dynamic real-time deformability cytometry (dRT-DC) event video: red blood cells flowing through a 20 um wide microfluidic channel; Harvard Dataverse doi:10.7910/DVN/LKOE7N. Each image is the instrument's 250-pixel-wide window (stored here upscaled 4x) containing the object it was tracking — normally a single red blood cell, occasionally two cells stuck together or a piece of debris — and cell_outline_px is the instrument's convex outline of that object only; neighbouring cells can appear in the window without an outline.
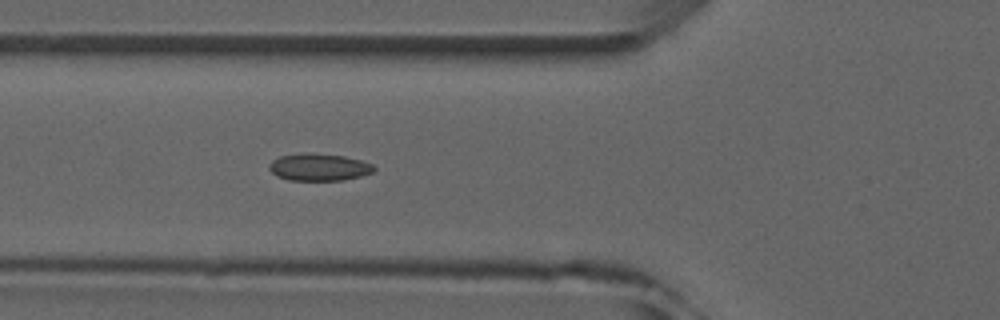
{"species": "common noctule bat (a hibernating species)", "species_latin": "Nyctalus noctula", "temperature_condition": "room temperature", "stored_images_in_passage": 6, "camera_frame_rate_fps": 3000, "um_per_image_px": 0.085, "animal": {"sex": "male", "forearm_length_mm": 52.5}, "frame": {"image": 1, "passage_image": 6, "time_ms": 5.667, "image_size_px": [1000, 320], "cell_outline_px": [[376, 168], [372, 172], [360, 176], [344, 180], [288, 180], [276, 176], [268, 168], [268, 164], [272, 160], [280, 156], [344, 156], [360, 160], [372, 164]], "centroid_in_image_um": [27.12, 14.27], "position_along_channel_um": 98.7, "area_um2": 15.72}}